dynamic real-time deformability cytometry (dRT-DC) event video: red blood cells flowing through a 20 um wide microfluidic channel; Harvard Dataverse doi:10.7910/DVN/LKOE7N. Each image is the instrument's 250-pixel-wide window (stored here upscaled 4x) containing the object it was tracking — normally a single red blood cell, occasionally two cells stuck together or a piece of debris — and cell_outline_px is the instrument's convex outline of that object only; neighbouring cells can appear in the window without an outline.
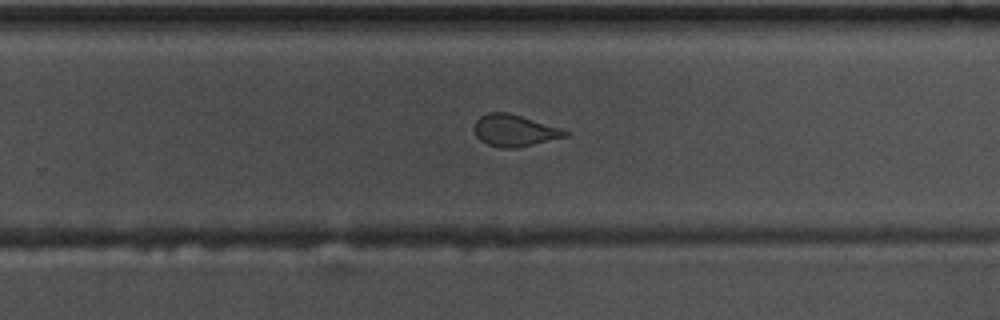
{"species": "common noctule bat (a hibernating species)", "species_latin": "Nyctalus noctula", "temperature_condition": "warm", "stored_images_in_passage": 34, "camera_frame_rate_fps": 3000, "um_per_image_px": 0.085, "animal": {"sex": "male", "body_mass_g": 17.5, "forearm_length_mm": 52.3}, "frame": {"image": 1, "passage_image": 24, "time_ms": 7.667, "image_size_px": [1000, 320], "cell_outline_px": [[572, 132], [568, 136], [516, 148], [500, 148], [488, 144], [480, 140], [476, 136], [472, 128], [476, 120], [480, 116], [488, 112], [508, 112], [560, 128]], "centroid_in_image_um": [43.7, 11.09], "position_along_channel_um": 286.1, "area_um2": 16.88}}
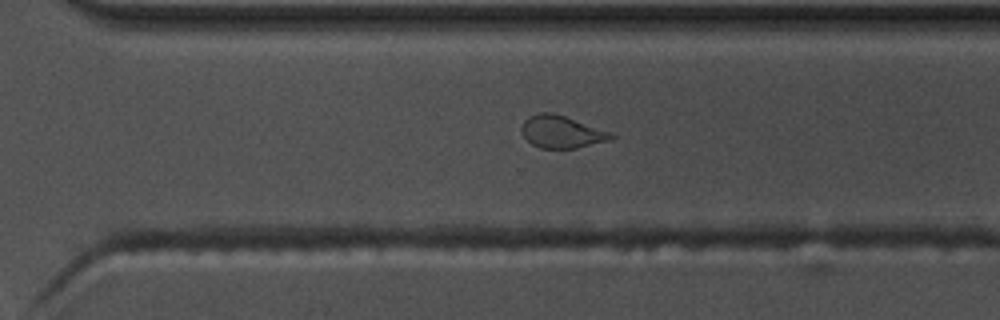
{"frame": {"image": 2, "passage_image": 27, "time_ms": 8.667, "image_size_px": [1000, 320], "cell_outline_px": [[616, 136], [612, 140], [576, 148], [540, 148], [532, 144], [520, 132], [520, 128], [524, 120], [528, 116], [540, 112], [552, 112], [612, 132]], "centroid_in_image_um": [47.73, 11.2], "position_along_channel_um": 322.9, "area_um2": 16.99}}
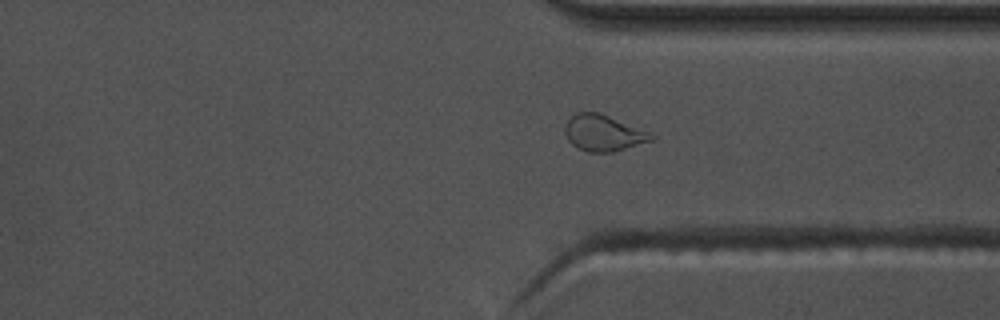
{"frame": {"image": 3, "passage_image": 30, "time_ms": 9.667, "image_size_px": [1000, 320], "cell_outline_px": [[656, 136], [652, 140], [612, 152], [588, 152], [572, 144], [568, 140], [564, 132], [564, 124], [576, 112], [600, 112], [648, 132]], "centroid_in_image_um": [51.24, 11.29], "position_along_channel_um": 360.2, "area_um2": 17.98}}